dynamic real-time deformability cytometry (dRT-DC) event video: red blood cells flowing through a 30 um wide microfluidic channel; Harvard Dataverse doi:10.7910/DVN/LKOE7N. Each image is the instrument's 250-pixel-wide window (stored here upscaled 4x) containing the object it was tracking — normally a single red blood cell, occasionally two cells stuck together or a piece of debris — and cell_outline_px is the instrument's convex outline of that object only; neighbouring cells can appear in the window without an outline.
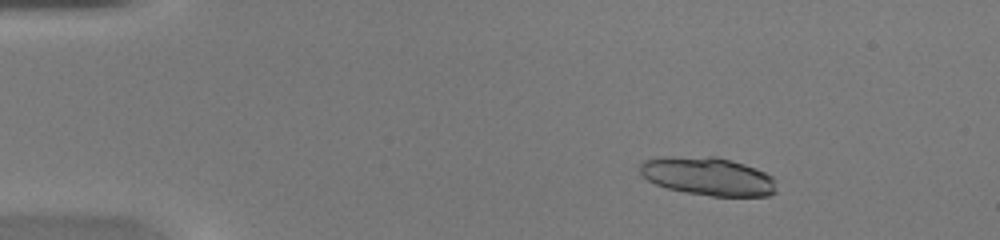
{"species": "common noctule bat (a hibernating species)", "species_latin": "Nyctalus noctula", "temperature_condition": "warm", "stored_images_in_passage": 49, "camera_frame_rate_fps": 3000, "um_per_image_px": 0.085, "animal": {"sex": "female", "body_mass_g": 20.0, "forearm_length_mm": 54.0}, "frame": {"image": 1, "passage_image": 8, "time_ms": 2.333, "image_size_px": [1000, 240], "cell_outline_px": [[776, 192], [768, 196], [712, 196], [688, 192], [668, 188], [656, 184], [648, 180], [640, 172], [640, 164], [644, 160], [660, 156], [716, 156], [744, 164], [756, 168], [772, 176], [776, 180]], "centroid_in_image_um": [60.19, 14.97], "position_along_channel_um": 24.8, "area_um2": 30.58}}